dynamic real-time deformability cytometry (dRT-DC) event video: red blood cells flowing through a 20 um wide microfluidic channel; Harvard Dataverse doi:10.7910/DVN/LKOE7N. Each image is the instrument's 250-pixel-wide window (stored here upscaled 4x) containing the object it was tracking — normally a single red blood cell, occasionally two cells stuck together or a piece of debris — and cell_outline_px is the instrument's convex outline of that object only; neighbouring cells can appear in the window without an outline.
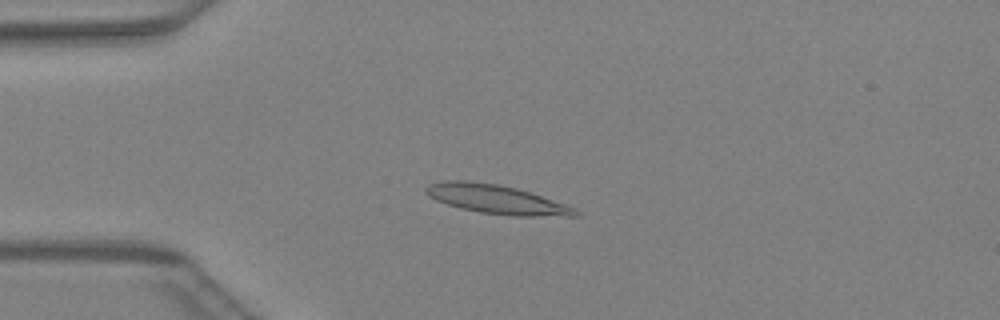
{"species": "Egyptian fruit bat (a non-hibernating species)", "species_latin": "Rousettus aegyptiacus", "temperature_condition": "warm", "stored_images_in_passage": 44, "camera_frame_rate_fps": 3000, "um_per_image_px": 0.085, "animal": {"sex": "female"}, "frame": {"image": 1, "passage_image": 10, "time_ms": 3.0, "image_size_px": [1000, 320], "cell_outline_px": [[580, 216], [512, 216], [480, 212], [460, 208], [436, 200], [428, 196], [424, 192], [424, 188], [428, 184], [444, 180], [464, 180], [496, 184], [516, 188], [576, 208], [580, 212]], "centroid_in_image_um": [42.16, 16.94], "position_along_channel_um": 42.8, "area_um2": 25.09}}
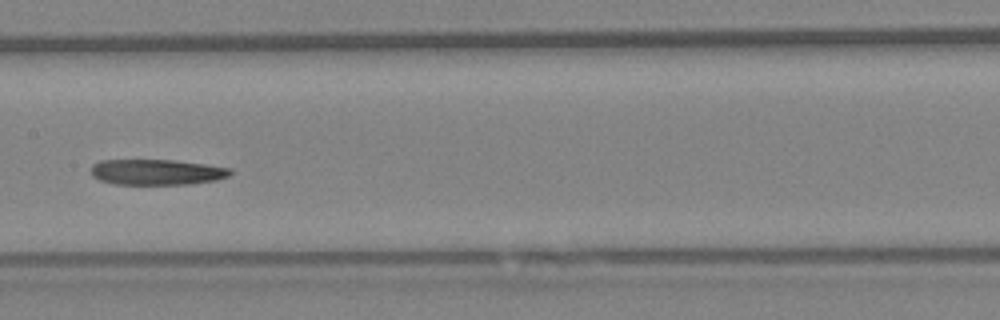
{"frame": {"image": 2, "passage_image": 22, "time_ms": 7.0, "image_size_px": [1000, 320], "cell_outline_px": [[232, 172], [228, 176], [216, 180], [188, 184], [116, 184], [100, 180], [92, 176], [88, 168], [92, 164], [100, 160], [176, 160], [232, 168]], "centroid_in_image_um": [13.28, 14.62], "position_along_channel_um": 194.1, "area_um2": 20.92}}
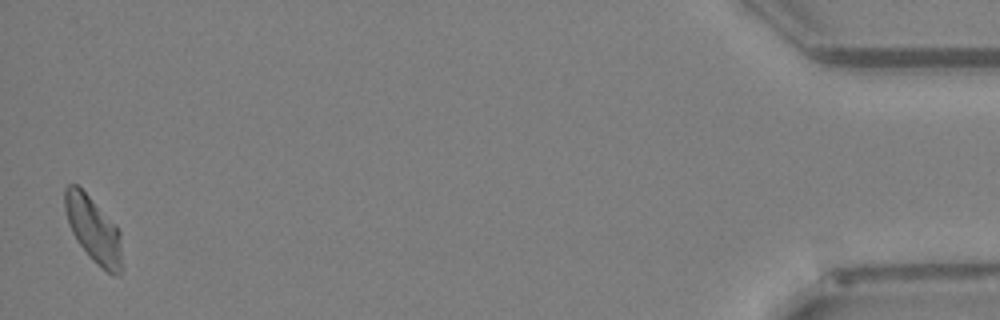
{"frame": {"image": 3, "passage_image": 44, "time_ms": 14.333, "image_size_px": [1000, 320], "cell_outline_px": [[120, 272], [112, 276], [96, 264], [92, 260], [76, 240], [68, 224], [64, 208], [64, 188], [68, 184], [76, 184], [116, 224], [120, 232]], "centroid_in_image_um": [7.9, 19.5], "position_along_channel_um": 427.3, "area_um2": 21.62}}